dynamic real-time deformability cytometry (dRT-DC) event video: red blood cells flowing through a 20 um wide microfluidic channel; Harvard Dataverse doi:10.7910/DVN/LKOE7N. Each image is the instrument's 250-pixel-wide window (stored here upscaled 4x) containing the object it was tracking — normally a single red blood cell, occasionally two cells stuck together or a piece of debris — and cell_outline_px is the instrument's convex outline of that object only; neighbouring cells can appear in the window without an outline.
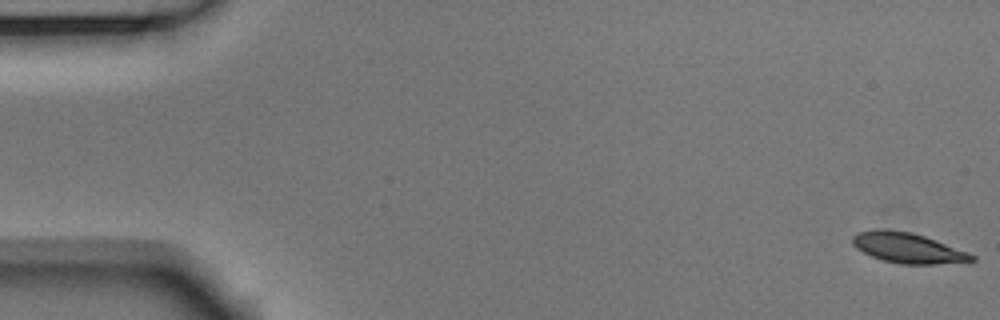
{"species": "Egyptian fruit bat (a non-hibernating species)", "species_latin": "Rousettus aegyptiacus", "temperature_condition": "room temperature", "stored_images_in_passage": 54, "camera_frame_rate_fps": 3000, "um_per_image_px": 0.085, "animal": {"sex": "male"}, "frame": {"image": 1, "passage_image": 1, "time_ms": 0.0, "image_size_px": [1000, 320], "cell_outline_px": [[976, 260], [936, 264], [900, 264], [884, 260], [872, 256], [856, 248], [852, 244], [852, 236], [856, 232], [872, 228], [888, 228], [912, 232], [936, 240], [968, 252], [976, 256]], "centroid_in_image_um": [77.11, 21.04], "position_along_channel_um": 7.9, "area_um2": 21.21}}
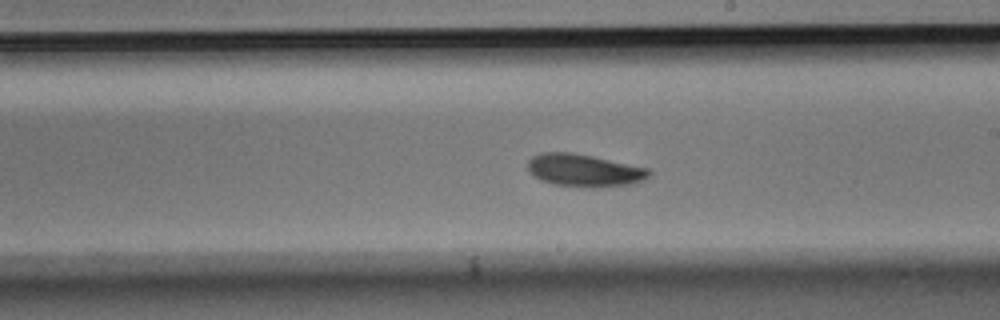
{"frame": {"image": 2, "passage_image": 31, "time_ms": 10.0, "image_size_px": [1000, 320], "cell_outline_px": [[652, 172], [644, 180], [636, 184], [600, 188], [596, 188], [552, 184], [540, 180], [528, 168], [528, 160], [532, 156], [540, 152], [572, 152], [592, 156], [648, 168]], "centroid_in_image_um": [49.69, 14.49], "position_along_channel_um": 239.3, "area_um2": 23.18}}
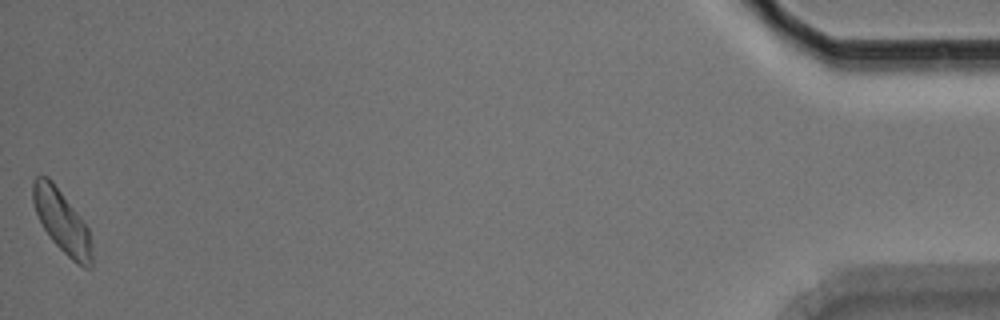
{"frame": {"image": 3, "passage_image": 54, "time_ms": 17.667, "image_size_px": [1000, 320], "cell_outline_px": [[92, 268], [84, 268], [76, 264], [52, 240], [44, 228], [36, 212], [32, 200], [32, 184], [36, 176], [48, 176], [52, 180], [80, 216], [88, 228], [92, 248]], "centroid_in_image_um": [5.27, 18.83], "position_along_channel_um": 429.9, "area_um2": 21.39}, "authors_computed_cell_mechanics": {"area_um2": 21.8484, "velocity_mm_per_s": 3.729, "shape_relaxation_time_tau1_ms": 3.0552, "shape_relaxation_time_tau2_ms": null, "deformation_change_tau1": 0.0938, "deformation_change_tau2": null}}